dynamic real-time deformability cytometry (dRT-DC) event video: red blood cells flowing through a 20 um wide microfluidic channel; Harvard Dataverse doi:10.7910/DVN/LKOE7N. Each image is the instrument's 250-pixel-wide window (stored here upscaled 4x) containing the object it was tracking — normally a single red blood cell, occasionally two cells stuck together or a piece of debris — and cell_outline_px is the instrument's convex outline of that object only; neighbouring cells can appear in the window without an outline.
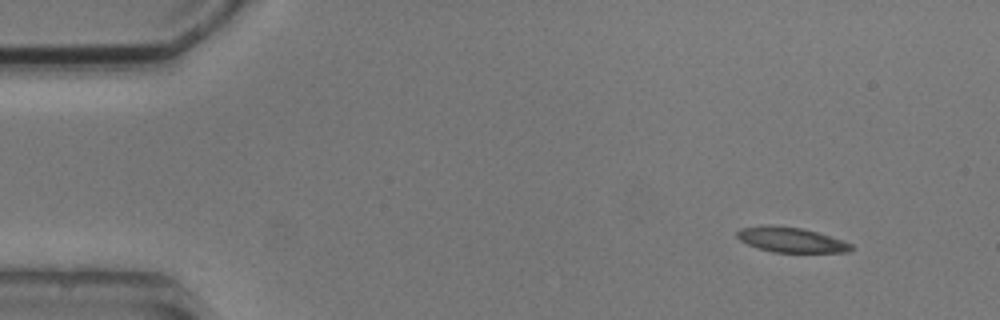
{"species": "common noctule bat (a hibernating species)", "species_latin": "Nyctalus noctula", "temperature_condition": "cold", "stored_images_in_passage": 4, "camera_frame_rate_fps": 3000, "um_per_image_px": 0.085, "animal": {"sex": "male", "body_mass_g": 20.5, "forearm_length_mm": 52.5}, "frame": {"image": 1, "passage_image": 1, "time_ms": 0.0, "image_size_px": [1000, 320], "cell_outline_px": [[852, 248], [848, 252], [772, 252], [756, 248], [740, 240], [736, 236], [736, 232], [740, 228], [764, 224], [768, 224], [800, 228], [816, 232], [852, 244]], "centroid_in_image_um": [67.15, 20.38], "position_along_channel_um": 17.9, "area_um2": 16.53}}
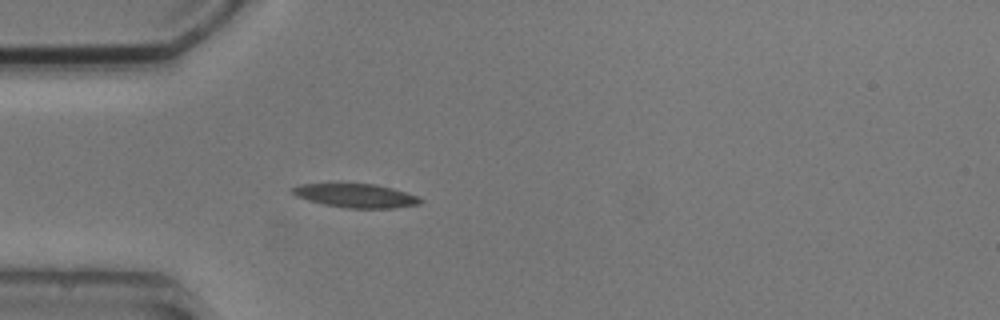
{"frame": {"image": 2, "passage_image": 4, "time_ms": 3.333, "image_size_px": [1000, 320], "cell_outline_px": [[424, 200], [420, 204], [392, 208], [348, 208], [324, 204], [296, 196], [292, 192], [292, 188], [300, 184], [376, 184], [392, 188], [416, 196]], "centroid_in_image_um": [30.27, 16.63], "position_along_channel_um": 54.7, "area_um2": 17.4}}